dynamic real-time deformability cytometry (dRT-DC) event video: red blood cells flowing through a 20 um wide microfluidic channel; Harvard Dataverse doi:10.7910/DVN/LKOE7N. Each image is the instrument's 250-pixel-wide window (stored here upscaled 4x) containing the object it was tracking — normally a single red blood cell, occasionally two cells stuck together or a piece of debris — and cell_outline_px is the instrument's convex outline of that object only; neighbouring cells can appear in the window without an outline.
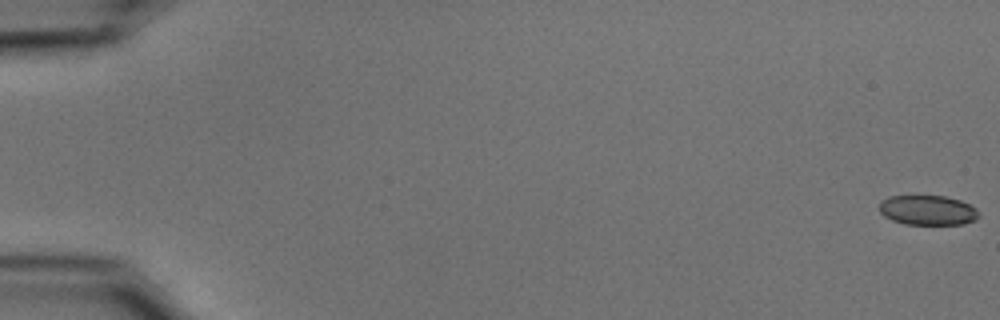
{"species": "common noctule bat (a hibernating species)", "species_latin": "Nyctalus noctula", "temperature_condition": "cold", "stored_images_in_passage": 56, "camera_frame_rate_fps": 3000, "um_per_image_px": 0.085, "animal": {"sex": "male", "body_mass_g": 15.6}, "frame": {"image": 1, "passage_image": 1, "time_ms": 0.0, "image_size_px": [1000, 320], "cell_outline_px": [[980, 216], [976, 220], [964, 224], [904, 224], [892, 220], [884, 216], [880, 212], [880, 200], [888, 196], [944, 196], [960, 200], [976, 208], [980, 212]], "centroid_in_image_um": [78.87, 17.87], "position_along_channel_um": 6.1, "area_um2": 17.4}}
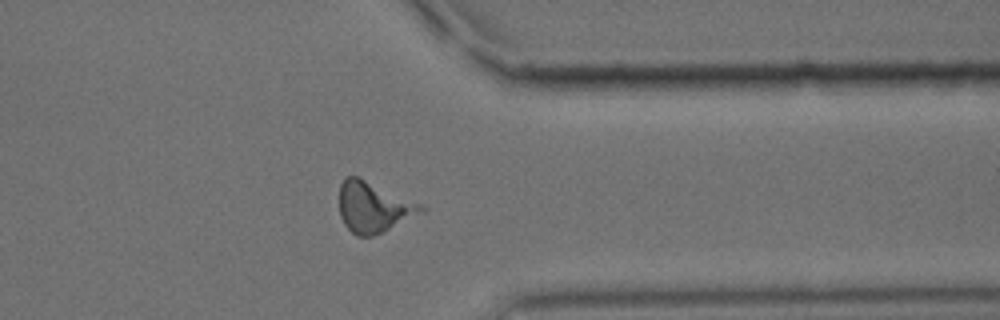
{"frame": {"image": 2, "passage_image": 45, "time_ms": 14.667, "image_size_px": [1000, 320], "cell_outline_px": [[428, 208], [424, 212], [372, 236], [356, 236], [344, 224], [340, 216], [340, 184], [344, 176], [360, 176], [424, 204]], "centroid_in_image_um": [31.78, 17.56], "position_along_channel_um": 379.6, "area_um2": 24.45}}
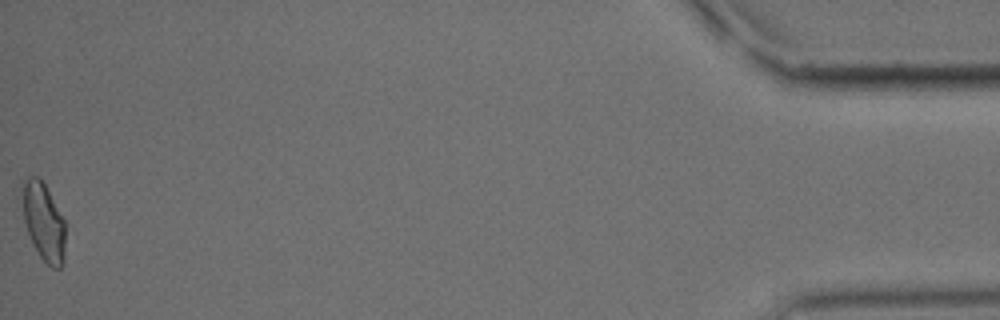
{"frame": {"image": 3, "passage_image": 56, "time_ms": 18.333, "image_size_px": [1000, 320], "cell_outline_px": [[64, 260], [60, 268], [52, 268], [40, 256], [28, 232], [24, 220], [20, 188], [24, 180], [28, 176], [36, 176], [44, 184], [64, 220]], "centroid_in_image_um": [3.68, 18.82], "position_along_channel_um": 431.5, "area_um2": 19.19}}